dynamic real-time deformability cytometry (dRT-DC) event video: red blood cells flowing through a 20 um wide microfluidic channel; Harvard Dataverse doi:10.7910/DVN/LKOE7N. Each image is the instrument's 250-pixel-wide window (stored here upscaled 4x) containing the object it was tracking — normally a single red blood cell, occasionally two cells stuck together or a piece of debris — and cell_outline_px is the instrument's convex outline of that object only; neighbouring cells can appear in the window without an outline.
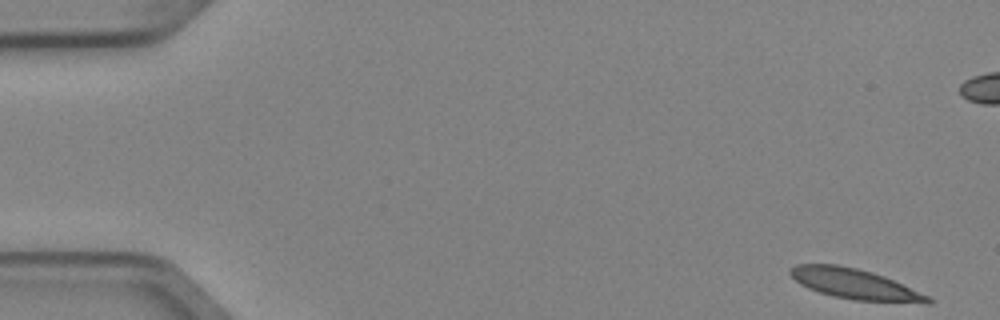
{"species": "Egyptian fruit bat (a non-hibernating species)", "species_latin": "Rousettus aegyptiacus", "temperature_condition": "cold", "stored_images_in_passage": 8, "camera_frame_rate_fps": 3000, "um_per_image_px": 0.085, "animal": {"sex": "female"}, "frame": {"image": 1, "passage_image": 1, "time_ms": 0.0, "image_size_px": [1000, 320], "cell_outline_px": [[932, 300], [928, 304], [856, 300], [832, 296], [808, 288], [800, 284], [788, 272], [796, 264], [836, 264], [856, 268], [884, 276], [928, 296]], "centroid_in_image_um": [72.65, 24.15], "position_along_channel_um": 12.4, "area_um2": 23.99}}
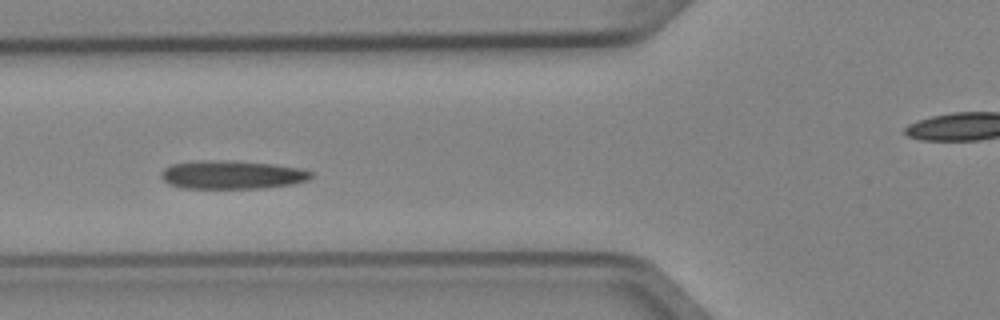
{"frame": {"image": 2, "passage_image": 6, "time_ms": 1.667, "image_size_px": [1000, 320], "cell_outline_px": [[312, 176], [308, 180], [292, 184], [260, 188], [180, 188], [168, 184], [160, 176], [160, 172], [164, 168], [172, 164], [196, 160], [236, 160], [276, 164], [304, 168], [312, 172]], "centroid_in_image_um": [19.72, 14.84], "position_along_channel_um": 106.1, "area_um2": 25.32}}
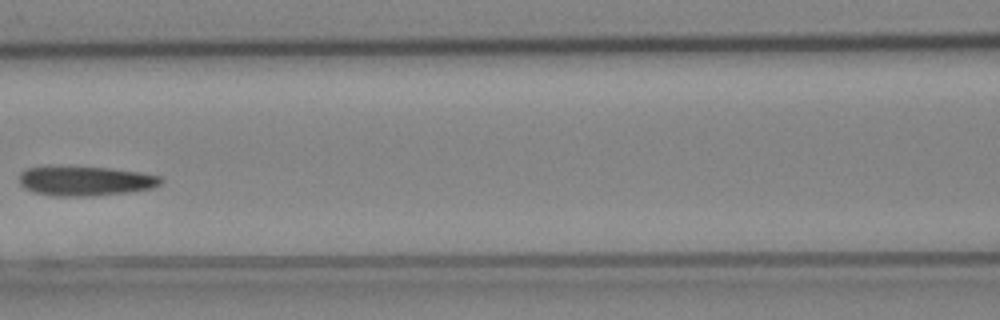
{"frame": {"image": 3, "passage_image": 7, "time_ms": 2.0, "image_size_px": [1000, 320], "cell_outline_px": [[164, 180], [160, 184], [152, 188], [128, 192], [92, 196], [56, 196], [32, 192], [24, 188], [20, 184], [20, 172], [28, 168], [48, 164], [112, 168], [140, 172], [160, 176]], "centroid_in_image_um": [7.2, 15.35], "position_along_channel_um": 159.4, "area_um2": 25.14}}